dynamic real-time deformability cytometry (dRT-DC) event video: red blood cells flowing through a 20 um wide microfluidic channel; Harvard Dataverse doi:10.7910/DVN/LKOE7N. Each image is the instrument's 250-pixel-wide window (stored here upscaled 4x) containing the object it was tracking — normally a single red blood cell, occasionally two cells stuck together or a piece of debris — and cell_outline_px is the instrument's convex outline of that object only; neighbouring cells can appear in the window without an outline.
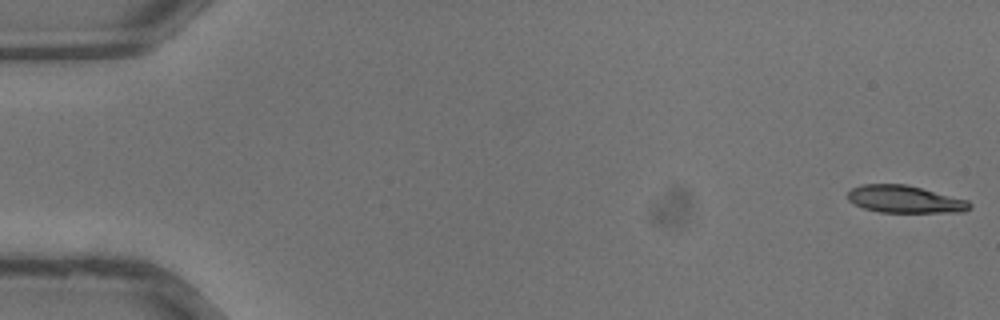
{"species": "common noctule bat (a hibernating species)", "species_latin": "Nyctalus noctula", "temperature_condition": "warm", "stored_images_in_passage": 36, "camera_frame_rate_fps": 3000, "um_per_image_px": 0.085, "animal": {"sex": "male", "body_mass_g": 13.3}, "frame": {"image": 1, "passage_image": 1, "time_ms": 0.0, "image_size_px": [1000, 320], "cell_outline_px": [[972, 208], [964, 212], [880, 212], [864, 208], [848, 200], [848, 192], [852, 188], [860, 184], [904, 184], [968, 200], [972, 204]], "centroid_in_image_um": [76.93, 16.94], "position_along_channel_um": 8.1, "area_um2": 19.31}}
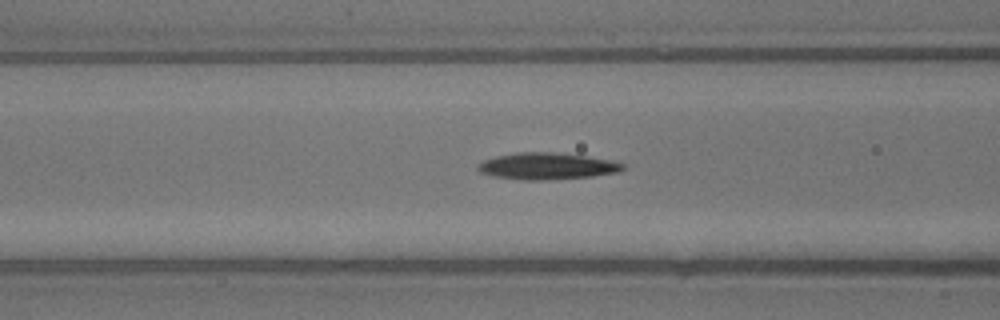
{"frame": {"image": 2, "passage_image": 15, "time_ms": 4.667, "image_size_px": [1000, 320], "cell_outline_px": [[624, 168], [620, 172], [592, 176], [544, 180], [524, 180], [492, 176], [480, 172], [476, 168], [476, 164], [484, 160], [496, 156], [516, 152], [552, 152], [584, 156], [608, 160], [624, 164]], "centroid_in_image_um": [46.43, 14.12], "position_along_channel_um": 120.2, "area_um2": 22.43}}
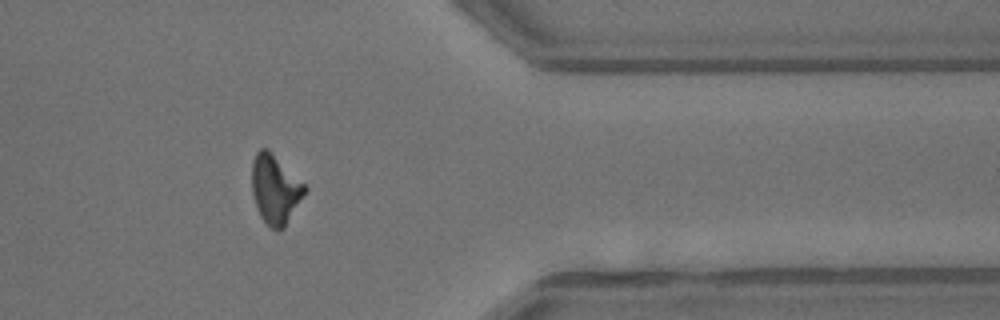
{"frame": {"image": 3, "passage_image": 30, "time_ms": 9.667, "image_size_px": [1000, 320], "cell_outline_px": [[308, 188], [284, 228], [280, 232], [272, 228], [260, 216], [252, 192], [252, 160], [256, 152], [260, 148], [268, 148]], "centroid_in_image_um": [23.38, 16.07], "position_along_channel_um": 388.0, "area_um2": 21.1}}